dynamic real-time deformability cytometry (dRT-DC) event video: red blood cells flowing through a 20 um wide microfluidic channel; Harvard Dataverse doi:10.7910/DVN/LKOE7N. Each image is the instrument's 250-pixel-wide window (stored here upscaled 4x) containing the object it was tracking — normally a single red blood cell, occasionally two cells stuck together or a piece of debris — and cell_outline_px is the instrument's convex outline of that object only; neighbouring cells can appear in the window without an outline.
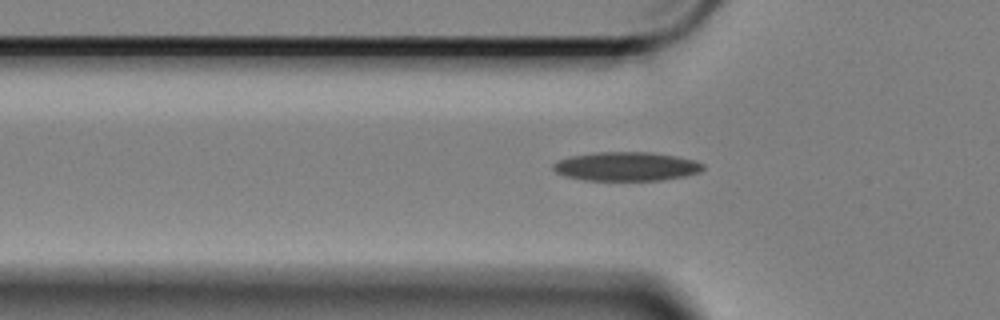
{"species": "Egyptian fruit bat (a non-hibernating species)", "species_latin": "Rousettus aegyptiacus", "temperature_condition": "cold", "stored_images_in_passage": 39, "camera_frame_rate_fps": 3000, "um_per_image_px": 0.085, "animal": {"sex": "female"}, "frame": {"image": 1, "passage_image": 5, "time_ms": 1.333, "image_size_px": [1000, 320], "cell_outline_px": [[704, 168], [700, 172], [684, 176], [660, 180], [584, 180], [564, 176], [556, 172], [552, 168], [552, 164], [560, 160], [572, 156], [596, 152], [648, 152], [672, 156], [692, 160], [704, 164]], "centroid_in_image_um": [53.2, 14.15], "position_along_channel_um": 72.6, "area_um2": 24.97}}
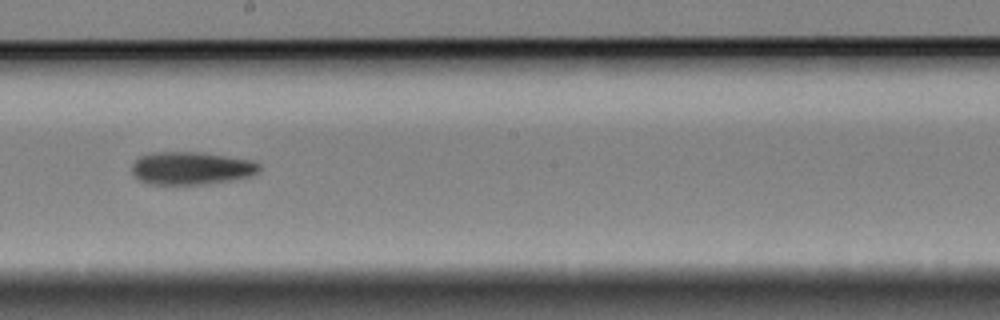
{"frame": {"image": 2, "passage_image": 19, "time_ms": 6.0, "image_size_px": [1000, 320], "cell_outline_px": [[260, 172], [252, 176], [232, 180], [208, 184], [148, 184], [140, 180], [132, 172], [132, 164], [140, 156], [156, 152], [196, 152], [252, 160], [260, 164]], "centroid_in_image_um": [16.29, 14.3], "position_along_channel_um": 231.9, "area_um2": 24.33}}
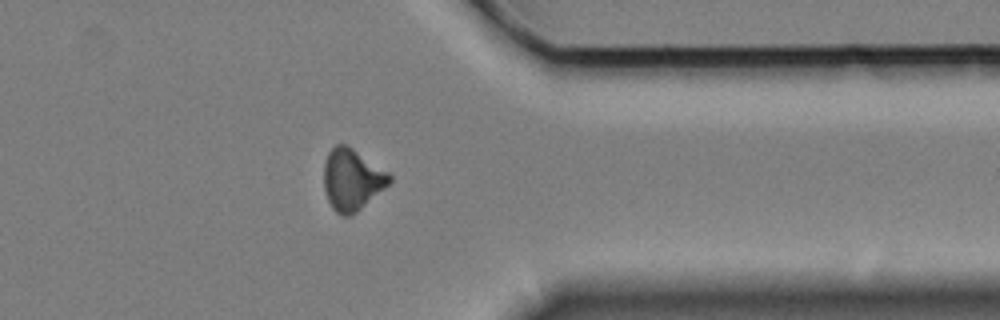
{"frame": {"image": 3, "passage_image": 33, "time_ms": 10.667, "image_size_px": [1000, 320], "cell_outline_px": [[392, 180], [384, 188], [352, 216], [340, 216], [332, 208], [324, 192], [324, 160], [328, 152], [336, 144], [344, 144], [352, 148], [388, 172], [392, 176]], "centroid_in_image_um": [29.89, 15.28], "position_along_channel_um": 381.5, "area_um2": 23.41}, "authors_computed_cell_mechanics": {"area_um2": 23.698, "velocity_mm_per_s": 3.4002, "shape_relaxation_time_tau1_ms": 8.7867, "shape_relaxation_time_tau2_ms": null, "deformation_change_tau1": 0.1704, "deformation_change_tau2": null}}